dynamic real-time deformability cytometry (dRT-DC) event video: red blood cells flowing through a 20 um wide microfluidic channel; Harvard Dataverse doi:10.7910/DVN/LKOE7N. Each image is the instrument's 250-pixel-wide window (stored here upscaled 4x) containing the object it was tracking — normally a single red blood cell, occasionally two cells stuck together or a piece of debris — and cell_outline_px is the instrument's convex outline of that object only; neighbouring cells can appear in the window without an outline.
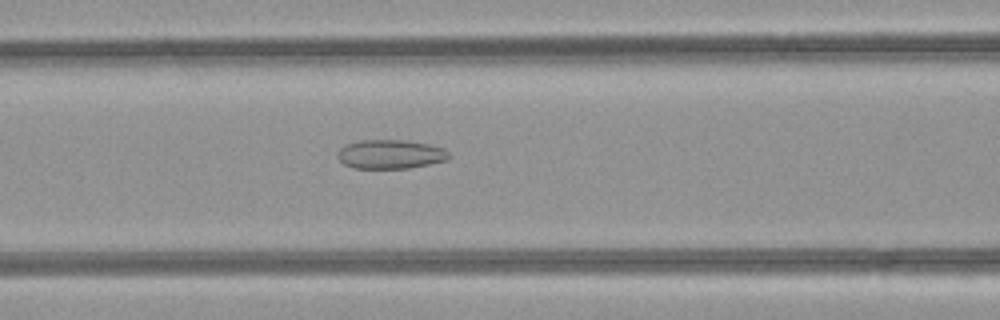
{"species": "common noctule bat (a hibernating species)", "species_latin": "Nyctalus noctula", "temperature_condition": "room temperature", "stored_images_in_passage": 42, "camera_frame_rate_fps": 3000, "um_per_image_px": 0.085, "animal": {"sex": "female", "body_mass_g": 21.9}, "frame": {"image": 1, "passage_image": 14, "time_ms": 4.333, "image_size_px": [1000, 320], "cell_outline_px": [[452, 156], [444, 160], [428, 164], [408, 168], [352, 168], [344, 164], [336, 156], [340, 148], [348, 144], [360, 140], [404, 140], [428, 144], [444, 148]], "centroid_in_image_um": [33.17, 13.11], "position_along_channel_um": 133.4, "area_um2": 18.73}}
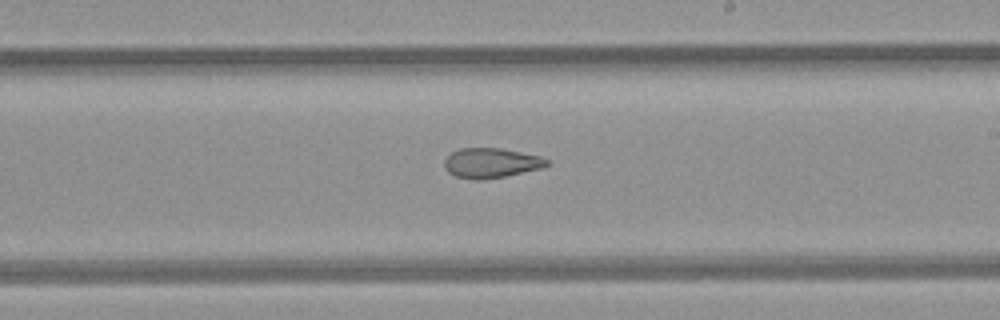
{"frame": {"image": 2, "passage_image": 22, "time_ms": 7.0, "image_size_px": [1000, 320], "cell_outline_px": [[552, 164], [540, 168], [504, 176], [480, 180], [472, 180], [456, 176], [448, 172], [444, 168], [444, 160], [452, 152], [460, 148], [500, 148], [540, 156], [548, 160]], "centroid_in_image_um": [41.72, 13.85], "position_along_channel_um": 247.3, "area_um2": 17.74}}
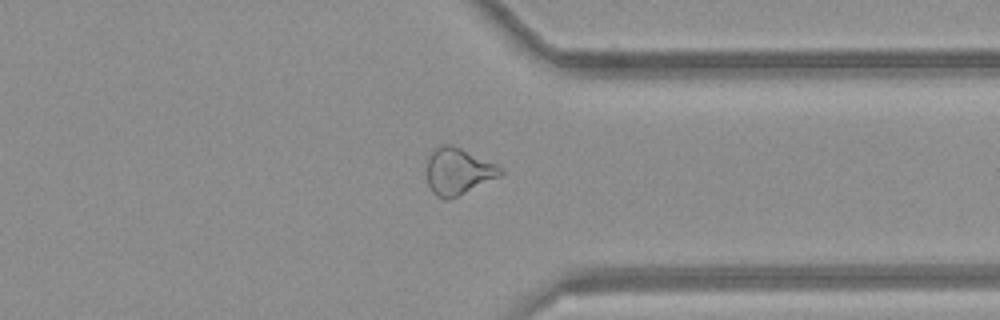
{"frame": {"image": 3, "passage_image": 31, "time_ms": 10.0, "image_size_px": [1000, 320], "cell_outline_px": [[504, 172], [500, 176], [456, 196], [444, 200], [436, 196], [432, 192], [428, 184], [428, 156], [432, 148], [440, 144], [452, 144], [496, 164]], "centroid_in_image_um": [38.91, 14.53], "position_along_channel_um": 372.5, "area_um2": 19.83}, "authors_computed_cell_mechanics": {"area_um2": 20.4323, "velocity_mm_per_s": 4.2686, "shape_relaxation_time_tau1_ms": null, "shape_relaxation_time_tau2_ms": 4.4922, "deformation_change_tau1": null, "deformation_change_tau2": 0.1352}}